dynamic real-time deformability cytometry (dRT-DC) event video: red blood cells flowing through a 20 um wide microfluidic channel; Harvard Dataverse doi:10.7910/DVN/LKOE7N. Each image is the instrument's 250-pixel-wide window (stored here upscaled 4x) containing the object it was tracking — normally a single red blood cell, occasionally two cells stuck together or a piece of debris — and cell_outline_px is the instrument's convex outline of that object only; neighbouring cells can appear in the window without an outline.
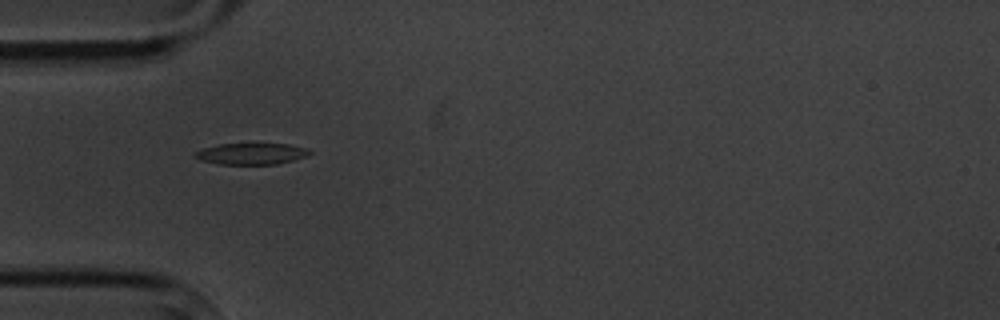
{"species": "common noctule bat (a hibernating species)", "species_latin": "Nyctalus noctula", "temperature_condition": "cold", "stored_images_in_passage": 7, "camera_frame_rate_fps": 3000, "um_per_image_px": 0.085, "animal": {"sex": "male", "body_mass_g": 20.1, "forearm_length_mm": 53.5}, "frame": {"image": 1, "passage_image": 6, "time_ms": 5.667, "image_size_px": [1000, 320], "cell_outline_px": [[312, 152], [304, 156], [292, 160], [276, 164], [220, 164], [200, 160], [192, 156], [192, 152], [204, 148], [220, 144], [288, 144], [308, 148]], "centroid_in_image_um": [21.31, 13.07], "position_along_channel_um": 63.7, "area_um2": 14.16}}
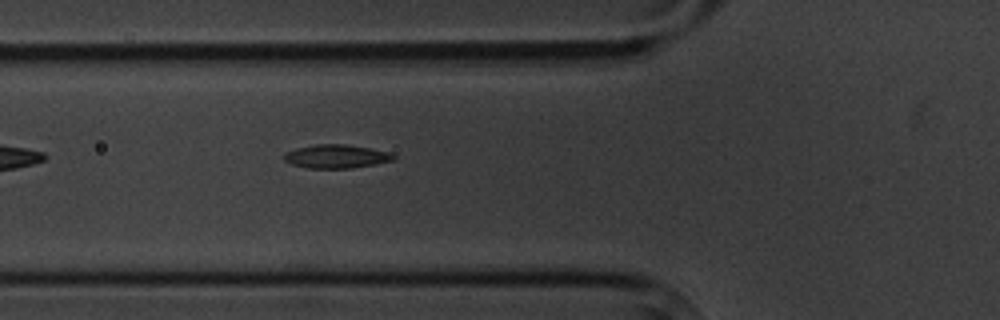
{"frame": {"image": 2, "passage_image": 7, "time_ms": 6.667, "image_size_px": [1000, 320], "cell_outline_px": [[396, 156], [392, 160], [376, 164], [352, 168], [308, 168], [292, 164], [284, 160], [284, 152], [296, 148], [316, 144], [344, 144], [368, 148], [388, 152]], "centroid_in_image_um": [28.54, 13.29], "position_along_channel_um": 97.3, "area_um2": 14.91}}